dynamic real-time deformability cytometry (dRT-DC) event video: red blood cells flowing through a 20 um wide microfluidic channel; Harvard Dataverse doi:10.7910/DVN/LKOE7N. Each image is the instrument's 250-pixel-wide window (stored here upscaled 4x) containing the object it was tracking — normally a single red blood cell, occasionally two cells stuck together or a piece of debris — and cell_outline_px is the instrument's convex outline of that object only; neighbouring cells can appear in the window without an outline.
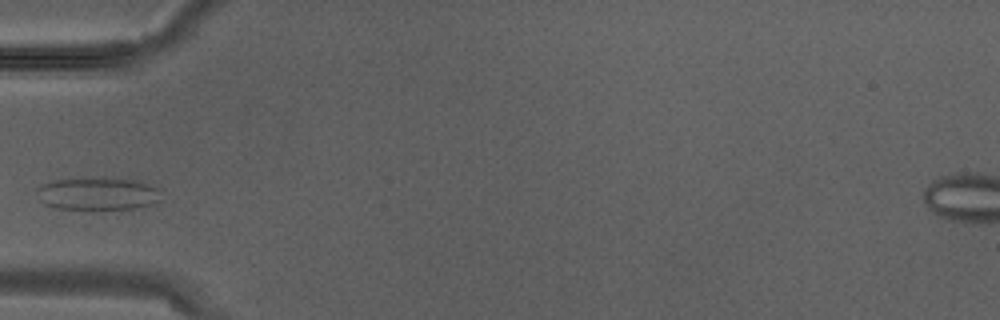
{"species": "Egyptian fruit bat (a non-hibernating species)", "species_latin": "Rousettus aegyptiacus", "temperature_condition": "warm", "stored_images_in_passage": 1, "camera_frame_rate_fps": 3000, "um_per_image_px": 0.085, "animal": {"sex": "male"}, "frame": {"image": 1, "passage_image": 1, "time_ms": 0.0, "image_size_px": [1000, 320], "cell_outline_px": [[160, 200], [152, 204], [136, 208], [100, 212], [92, 212], [56, 208], [44, 204], [40, 200], [36, 188], [40, 184], [52, 180], [80, 176], [112, 176], [140, 180], [160, 188]], "centroid_in_image_um": [8.31, 16.46], "position_along_channel_um": 76.7, "area_um2": 25.84}}